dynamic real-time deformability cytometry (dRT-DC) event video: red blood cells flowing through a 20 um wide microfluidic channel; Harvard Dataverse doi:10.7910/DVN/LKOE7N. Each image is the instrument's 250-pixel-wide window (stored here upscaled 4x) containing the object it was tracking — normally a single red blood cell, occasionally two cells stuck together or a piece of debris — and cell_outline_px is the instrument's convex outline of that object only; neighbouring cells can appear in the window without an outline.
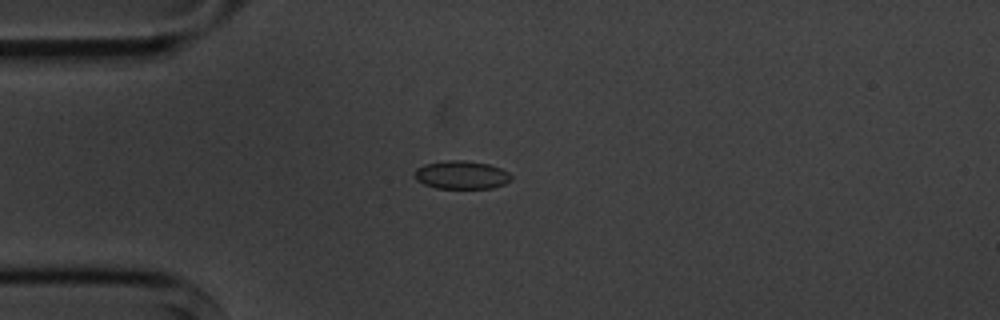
{"species": "common noctule bat (a hibernating species)", "species_latin": "Nyctalus noctula", "temperature_condition": "cold", "stored_images_in_passage": 3, "camera_frame_rate_fps": 3000, "um_per_image_px": 0.085, "animal": {"sex": "male", "body_mass_g": 20.1, "forearm_length_mm": 53.5}, "frame": {"image": 1, "passage_image": 3, "time_ms": 2.333, "image_size_px": [1000, 320], "cell_outline_px": [[512, 180], [504, 184], [492, 188], [436, 188], [424, 184], [416, 180], [412, 176], [416, 168], [424, 164], [444, 160], [460, 160], [488, 164], [500, 168], [508, 172], [512, 176]], "centroid_in_image_um": [39.19, 14.87], "position_along_channel_um": 45.8, "area_um2": 16.01}}